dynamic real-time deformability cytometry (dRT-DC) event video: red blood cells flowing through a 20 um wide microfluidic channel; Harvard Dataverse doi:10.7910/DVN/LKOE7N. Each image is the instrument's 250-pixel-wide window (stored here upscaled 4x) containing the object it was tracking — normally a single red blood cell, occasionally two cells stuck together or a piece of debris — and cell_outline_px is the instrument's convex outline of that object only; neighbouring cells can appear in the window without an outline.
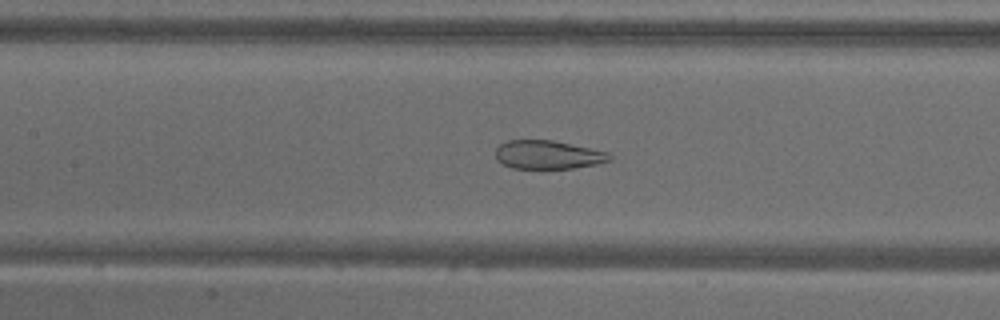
{"species": "common noctule bat (a hibernating species)", "species_latin": "Nyctalus noctula", "temperature_condition": "warm", "stored_images_in_passage": 54, "camera_frame_rate_fps": 3000, "um_per_image_px": 0.085, "animal": {"sex": "male", "body_mass_g": 18.8}, "frame": {"image": 1, "passage_image": 25, "time_ms": 8.0, "image_size_px": [1000, 320], "cell_outline_px": [[612, 160], [596, 164], [572, 168], [512, 168], [496, 160], [496, 148], [500, 144], [508, 140], [552, 140], [592, 148], [608, 152], [612, 156]], "centroid_in_image_um": [46.59, 13.15], "position_along_channel_um": 160.8, "area_um2": 18.96}}
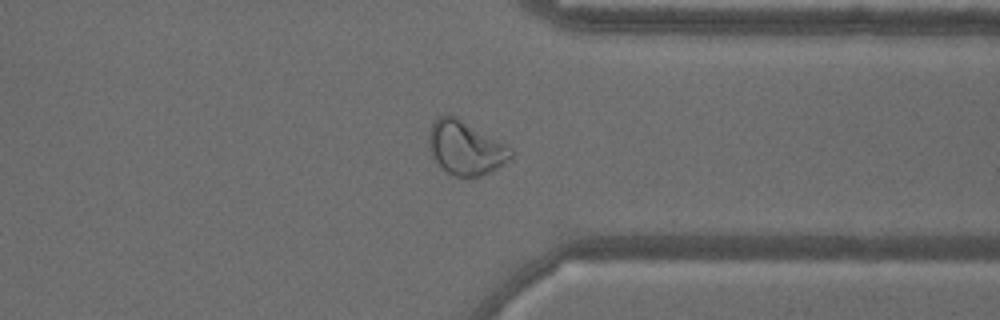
{"frame": {"image": 2, "passage_image": 42, "time_ms": 13.667, "image_size_px": [1000, 320], "cell_outline_px": [[512, 156], [504, 164], [480, 176], [452, 176], [440, 168], [432, 160], [428, 148], [428, 132], [436, 116], [456, 116], [512, 148]], "centroid_in_image_um": [39.5, 12.58], "position_along_channel_um": 371.9, "area_um2": 25.84}}
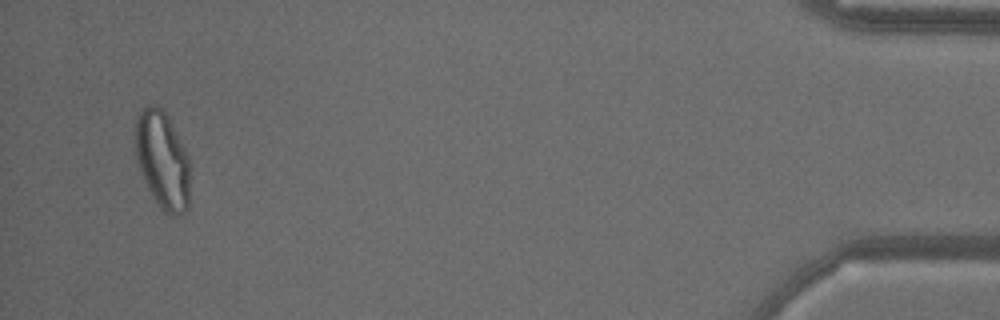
{"frame": {"image": 3, "passage_image": 52, "time_ms": 17.0, "image_size_px": [1000, 320], "cell_outline_px": [[188, 208], [184, 212], [172, 216], [168, 216], [160, 208], [152, 196], [140, 172], [136, 160], [136, 116], [148, 104], [156, 104], [168, 116], [188, 156]], "centroid_in_image_um": [13.79, 13.62], "position_along_channel_um": 421.4, "area_um2": 30.81}, "authors_computed_cell_mechanics": {"area_um2": 28.033, "velocity_mm_per_s": 3.7698, "shape_relaxation_time_tau1_ms": null, "shape_relaxation_time_tau2_ms": 1.0543, "deformation_change_tau1": null, "deformation_change_tau2": 0.0851}}